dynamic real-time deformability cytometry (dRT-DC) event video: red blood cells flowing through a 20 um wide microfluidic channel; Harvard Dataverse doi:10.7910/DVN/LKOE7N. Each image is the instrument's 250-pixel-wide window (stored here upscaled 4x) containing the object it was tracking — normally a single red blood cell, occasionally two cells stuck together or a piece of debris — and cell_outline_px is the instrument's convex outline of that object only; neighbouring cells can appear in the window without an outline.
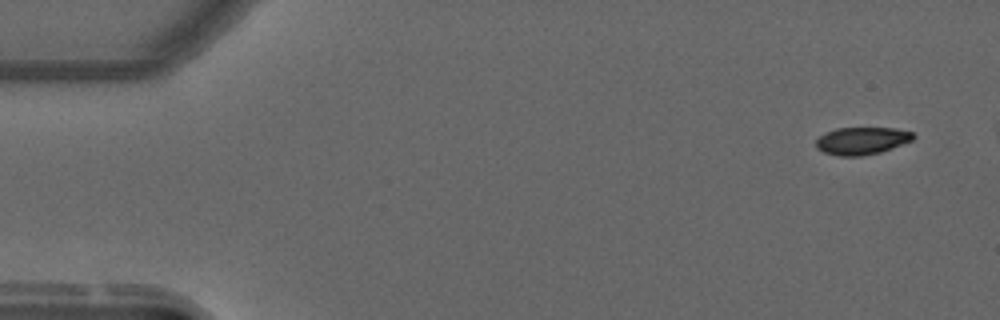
{"species": "common noctule bat (a hibernating species)", "species_latin": "Nyctalus noctula", "temperature_condition": "warm", "stored_images_in_passage": 8, "camera_frame_rate_fps": 3000, "um_per_image_px": 0.085, "animal": {"sex": "male", "forearm_length_mm": 52.5}, "frame": {"image": 1, "passage_image": 1, "time_ms": 0.0, "image_size_px": [1000, 320], "cell_outline_px": [[916, 136], [912, 140], [880, 152], [860, 156], [840, 156], [824, 152], [816, 148], [816, 140], [820, 136], [836, 128], [896, 128], [912, 132]], "centroid_in_image_um": [73.25, 11.96], "position_along_channel_um": 11.7, "area_um2": 15.37}}